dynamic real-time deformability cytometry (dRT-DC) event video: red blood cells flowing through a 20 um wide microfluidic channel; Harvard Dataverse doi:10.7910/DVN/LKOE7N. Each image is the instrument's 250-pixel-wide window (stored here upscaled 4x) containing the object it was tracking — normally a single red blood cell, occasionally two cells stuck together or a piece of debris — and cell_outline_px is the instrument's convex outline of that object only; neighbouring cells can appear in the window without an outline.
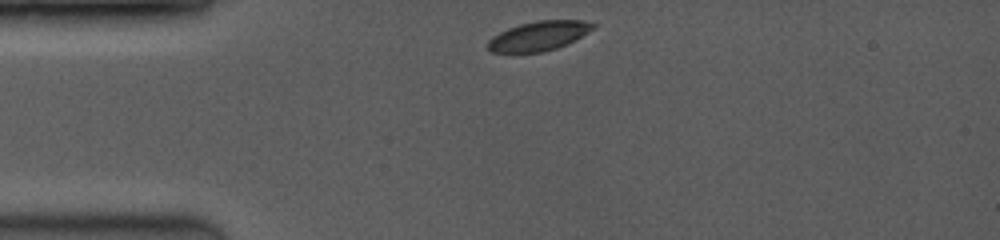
{"species": "common noctule bat (a hibernating species)", "species_latin": "Nyctalus noctula", "temperature_condition": "room temperature", "stored_images_in_passage": 2, "camera_frame_rate_fps": 3500, "um_per_image_px": 0.085, "animal": {"sex": "female", "body_mass_g": 19.0, "forearm_length_mm": 53.3}, "frame": {"image": 1, "passage_image": 1, "time_ms": 0.0, "image_size_px": [1000, 240], "cell_outline_px": [[596, 28], [556, 48], [544, 52], [492, 52], [488, 48], [488, 40], [492, 36], [508, 28], [520, 24], [536, 20], [584, 20], [596, 24]], "centroid_in_image_um": [45.79, 3.04], "position_along_channel_um": 39.2, "area_um2": 17.86}}